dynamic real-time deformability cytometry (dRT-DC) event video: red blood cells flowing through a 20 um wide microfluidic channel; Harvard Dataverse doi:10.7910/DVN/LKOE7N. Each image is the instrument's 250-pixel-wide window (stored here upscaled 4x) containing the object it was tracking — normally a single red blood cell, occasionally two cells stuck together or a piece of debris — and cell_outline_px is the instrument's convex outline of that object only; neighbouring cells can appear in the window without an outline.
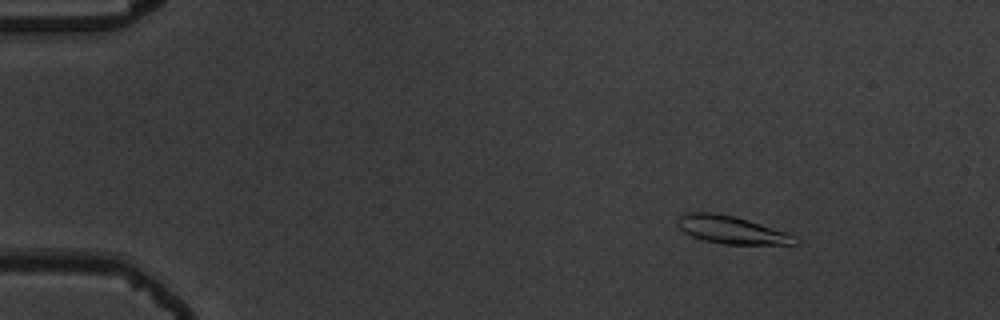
{"species": "common noctule bat (a hibernating species)", "species_latin": "Nyctalus noctula", "temperature_condition": "warm", "stored_images_in_passage": 31, "camera_frame_rate_fps": 3000, "um_per_image_px": 0.085, "animal": {"sex": "male", "body_mass_g": 19.5, "forearm_length_mm": 54.6}, "frame": {"image": 1, "passage_image": 9, "time_ms": 2.667, "image_size_px": [1000, 320], "cell_outline_px": [[800, 240], [796, 244], [724, 244], [704, 240], [692, 236], [684, 232], [676, 224], [676, 216], [684, 212], [716, 212], [736, 216], [788, 232], [796, 236]], "centroid_in_image_um": [62.16, 19.51], "position_along_channel_um": 22.8, "area_um2": 19.36}}
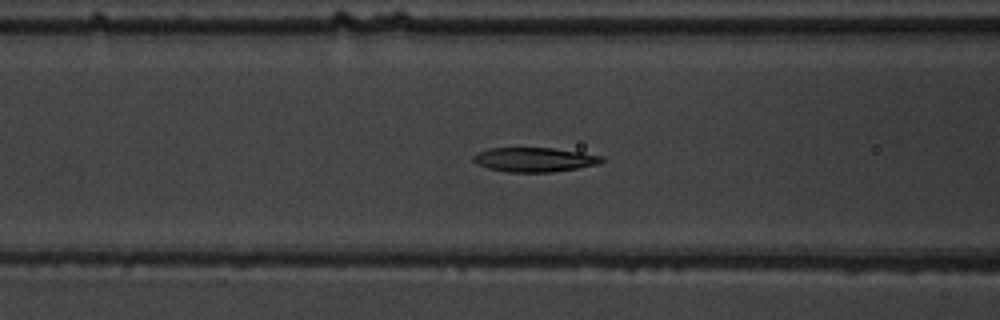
{"frame": {"image": 2, "passage_image": 25, "time_ms": 8.0, "image_size_px": [1000, 320], "cell_outline_px": [[604, 160], [600, 164], [552, 172], [508, 172], [488, 168], [476, 164], [472, 160], [472, 156], [488, 148], [552, 148], [580, 152], [604, 156]], "centroid_in_image_um": [45.43, 13.57], "position_along_channel_um": 121.2, "area_um2": 18.21}}
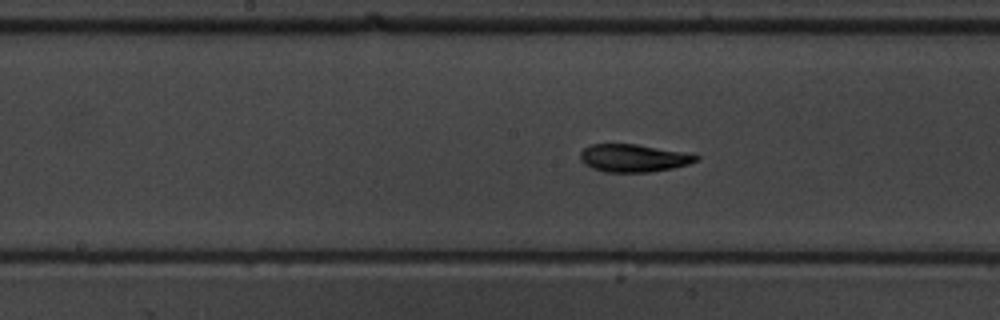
{"frame": {"image": 3, "passage_image": 31, "time_ms": 10.0, "image_size_px": [1000, 320], "cell_outline_px": [[700, 160], [688, 164], [672, 168], [648, 172], [604, 172], [592, 168], [584, 164], [580, 156], [580, 152], [584, 148], [592, 144], [636, 144], [696, 152], [700, 156]], "centroid_in_image_um": [53.95, 13.42], "position_along_channel_um": 194.2, "area_um2": 19.19}}